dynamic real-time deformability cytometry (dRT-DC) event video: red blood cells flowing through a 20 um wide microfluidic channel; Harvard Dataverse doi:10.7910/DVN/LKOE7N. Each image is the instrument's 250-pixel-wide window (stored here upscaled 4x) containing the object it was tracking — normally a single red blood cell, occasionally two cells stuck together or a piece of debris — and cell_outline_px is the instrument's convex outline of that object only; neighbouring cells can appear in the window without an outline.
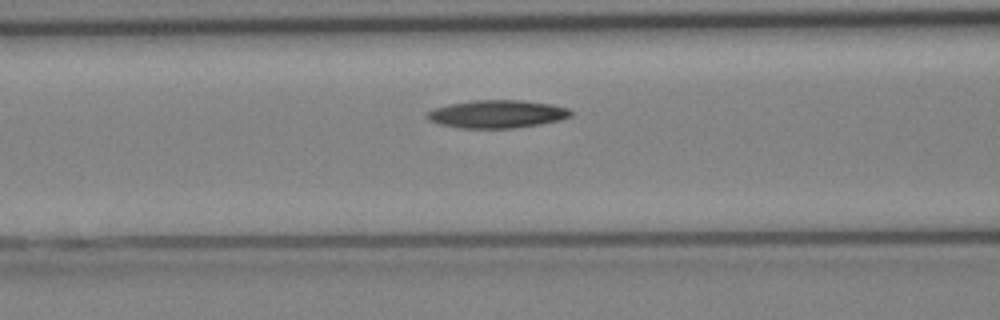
{"species": "Egyptian fruit bat (a non-hibernating species)", "species_latin": "Rousettus aegyptiacus", "temperature_condition": "cold", "stored_images_in_passage": 20, "camera_frame_rate_fps": 3000, "um_per_image_px": 0.085, "animal": {"sex": "female"}, "frame": {"image": 1, "passage_image": 6, "time_ms": 1.667, "image_size_px": [1000, 320], "cell_outline_px": [[572, 116], [560, 120], [540, 124], [516, 128], [460, 128], [440, 124], [428, 120], [424, 116], [432, 108], [448, 104], [472, 100], [520, 100], [552, 104], [568, 108], [572, 112]], "centroid_in_image_um": [42.23, 9.69], "position_along_channel_um": 124.4, "area_um2": 23.58}}
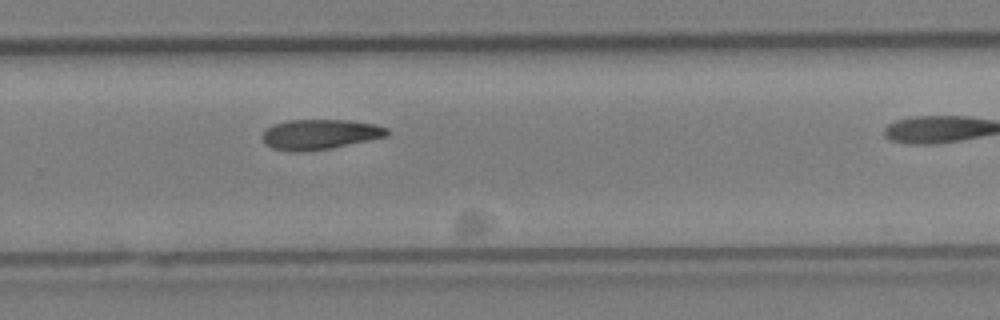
{"frame": {"image": 2, "passage_image": 15, "time_ms": 4.667, "image_size_px": [1000, 320], "cell_outline_px": [[388, 136], [332, 148], [304, 152], [288, 152], [272, 148], [264, 144], [260, 136], [268, 128], [276, 124], [288, 120], [348, 120], [376, 124], [388, 128]], "centroid_in_image_um": [27.17, 11.43], "position_along_channel_um": 302.6, "area_um2": 22.08}}